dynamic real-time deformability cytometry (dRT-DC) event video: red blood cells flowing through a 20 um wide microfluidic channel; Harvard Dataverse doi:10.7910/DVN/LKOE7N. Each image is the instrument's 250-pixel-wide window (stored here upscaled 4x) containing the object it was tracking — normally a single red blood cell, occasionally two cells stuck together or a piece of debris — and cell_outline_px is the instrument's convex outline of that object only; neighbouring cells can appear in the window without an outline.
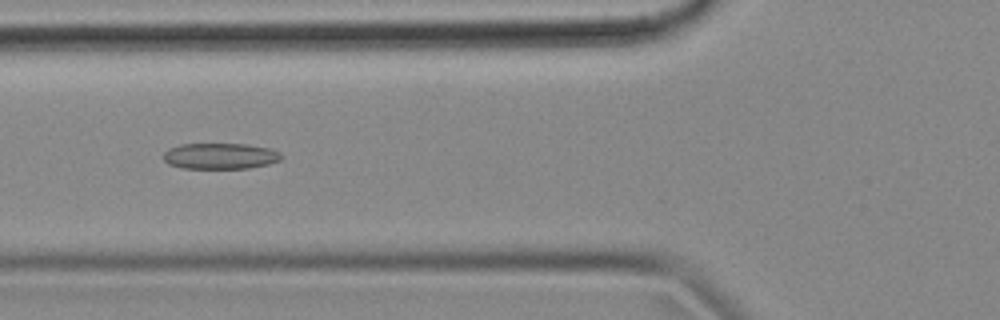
{"species": "common noctule bat (a hibernating species)", "species_latin": "Nyctalus noctula", "temperature_condition": "cold", "stored_images_in_passage": 54, "camera_frame_rate_fps": 3000, "um_per_image_px": 0.085, "animal": {"sex": "female", "body_mass_g": 18.4}, "frame": {"image": 1, "passage_image": 20, "time_ms": 6.333, "image_size_px": [1000, 320], "cell_outline_px": [[280, 160], [268, 164], [248, 168], [180, 168], [168, 164], [164, 160], [164, 152], [168, 148], [180, 144], [248, 144], [272, 148], [280, 152]], "centroid_in_image_um": [18.7, 13.26], "position_along_channel_um": 107.1, "area_um2": 17.92}}
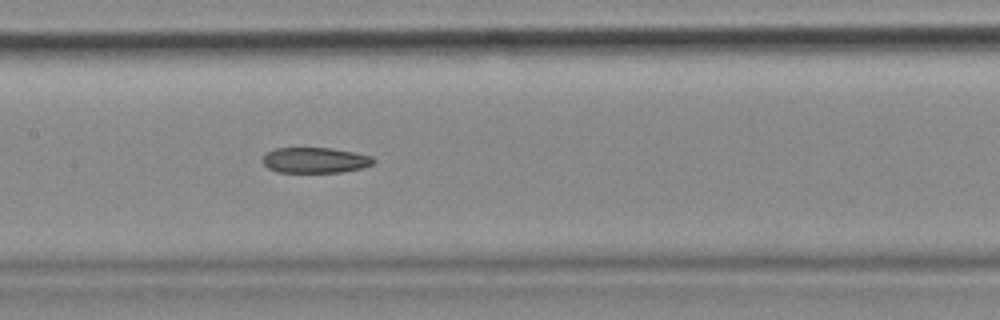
{"frame": {"image": 2, "passage_image": 26, "time_ms": 8.333, "image_size_px": [1000, 320], "cell_outline_px": [[376, 160], [372, 164], [364, 168], [340, 172], [276, 172], [268, 168], [264, 164], [264, 152], [276, 148], [332, 148], [372, 156]], "centroid_in_image_um": [26.78, 13.62], "position_along_channel_um": 180.6, "area_um2": 16.53}}
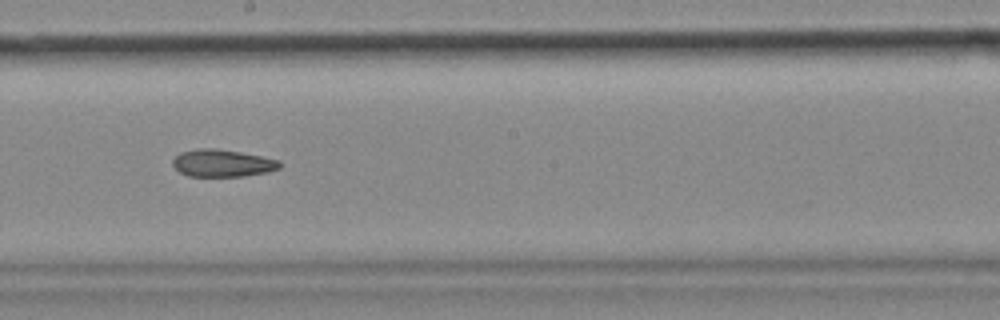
{"frame": {"image": 3, "passage_image": 30, "time_ms": 9.667, "image_size_px": [1000, 320], "cell_outline_px": [[280, 168], [268, 172], [244, 176], [188, 176], [180, 172], [172, 164], [172, 160], [180, 152], [200, 148], [216, 148], [240, 152], [280, 160]], "centroid_in_image_um": [18.9, 13.86], "position_along_channel_um": 229.3, "area_um2": 16.99}, "authors_computed_cell_mechanics": {"area_um2": 18.207, "velocity_mm_per_s": 3.6638, "shape_relaxation_time_tau1_ms": null, "shape_relaxation_time_tau2_ms": 7.4349, "deformation_change_tau1": null, "deformation_change_tau2": 0.1509}}